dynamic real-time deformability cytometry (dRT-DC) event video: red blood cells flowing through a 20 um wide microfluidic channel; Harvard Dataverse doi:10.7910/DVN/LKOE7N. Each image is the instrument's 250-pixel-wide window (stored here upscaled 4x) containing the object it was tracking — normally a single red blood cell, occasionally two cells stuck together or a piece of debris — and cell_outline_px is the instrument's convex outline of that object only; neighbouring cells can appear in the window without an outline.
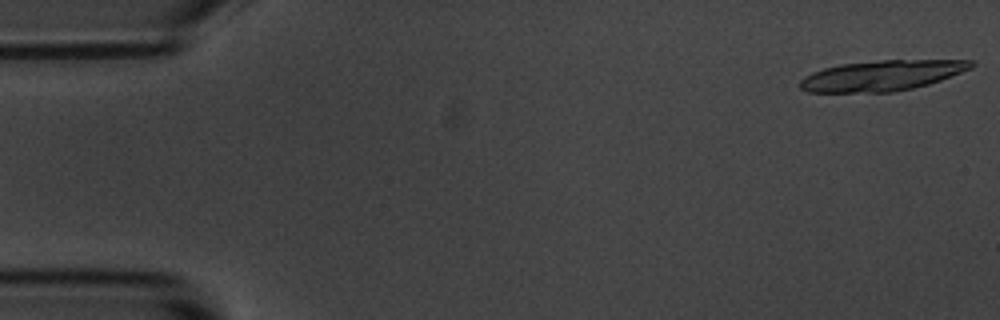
{"species": "common noctule bat (a hibernating species)", "species_latin": "Nyctalus noctula", "temperature_condition": "room temperature", "stored_images_in_passage": 17, "camera_frame_rate_fps": 3000, "um_per_image_px": 0.085, "animal": {"sex": "male", "body_mass_g": 20.1, "forearm_length_mm": 53.5}, "frame": {"image": 1, "passage_image": 1, "time_ms": 0.0, "image_size_px": [1000, 320], "cell_outline_px": [[976, 64], [972, 68], [940, 80], [928, 84], [912, 88], [892, 92], [808, 92], [800, 88], [800, 80], [804, 76], [812, 72], [824, 68], [840, 64], [880, 60], [972, 60]], "centroid_in_image_um": [74.95, 6.42], "position_along_channel_um": 10.0, "area_um2": 30.29}}